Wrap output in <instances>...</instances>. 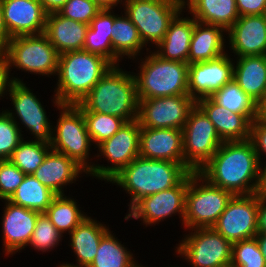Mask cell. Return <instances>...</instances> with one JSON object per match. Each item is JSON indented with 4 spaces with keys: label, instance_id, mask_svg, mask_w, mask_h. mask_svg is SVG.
<instances>
[{
    "label": "cell",
    "instance_id": "7c38bea8",
    "mask_svg": "<svg viewBox=\"0 0 266 267\" xmlns=\"http://www.w3.org/2000/svg\"><path fill=\"white\" fill-rule=\"evenodd\" d=\"M182 131L185 166L191 172H199L224 141L197 105L190 111Z\"/></svg>",
    "mask_w": 266,
    "mask_h": 267
},
{
    "label": "cell",
    "instance_id": "5b68a950",
    "mask_svg": "<svg viewBox=\"0 0 266 267\" xmlns=\"http://www.w3.org/2000/svg\"><path fill=\"white\" fill-rule=\"evenodd\" d=\"M146 54L134 59L139 63L132 72L138 99L188 94V63L161 59L151 50Z\"/></svg>",
    "mask_w": 266,
    "mask_h": 267
},
{
    "label": "cell",
    "instance_id": "681fc988",
    "mask_svg": "<svg viewBox=\"0 0 266 267\" xmlns=\"http://www.w3.org/2000/svg\"><path fill=\"white\" fill-rule=\"evenodd\" d=\"M47 14L58 12L68 0H39Z\"/></svg>",
    "mask_w": 266,
    "mask_h": 267
},
{
    "label": "cell",
    "instance_id": "cb8c5ba5",
    "mask_svg": "<svg viewBox=\"0 0 266 267\" xmlns=\"http://www.w3.org/2000/svg\"><path fill=\"white\" fill-rule=\"evenodd\" d=\"M196 105L207 115L223 141L250 139L251 122L243 114L220 106L211 97L198 99Z\"/></svg>",
    "mask_w": 266,
    "mask_h": 267
},
{
    "label": "cell",
    "instance_id": "816d5d0a",
    "mask_svg": "<svg viewBox=\"0 0 266 267\" xmlns=\"http://www.w3.org/2000/svg\"><path fill=\"white\" fill-rule=\"evenodd\" d=\"M97 3L102 9L104 8H116L119 4H124L125 0H93Z\"/></svg>",
    "mask_w": 266,
    "mask_h": 267
},
{
    "label": "cell",
    "instance_id": "ee69618b",
    "mask_svg": "<svg viewBox=\"0 0 266 267\" xmlns=\"http://www.w3.org/2000/svg\"><path fill=\"white\" fill-rule=\"evenodd\" d=\"M114 22V10L102 9L91 21L89 27L94 30V35L111 36Z\"/></svg>",
    "mask_w": 266,
    "mask_h": 267
},
{
    "label": "cell",
    "instance_id": "ba28073f",
    "mask_svg": "<svg viewBox=\"0 0 266 267\" xmlns=\"http://www.w3.org/2000/svg\"><path fill=\"white\" fill-rule=\"evenodd\" d=\"M58 110L59 118L52 126L51 149L71 158L88 173L95 162H91L93 143L83 114L75 105H61Z\"/></svg>",
    "mask_w": 266,
    "mask_h": 267
},
{
    "label": "cell",
    "instance_id": "11a10c76",
    "mask_svg": "<svg viewBox=\"0 0 266 267\" xmlns=\"http://www.w3.org/2000/svg\"><path fill=\"white\" fill-rule=\"evenodd\" d=\"M215 267H233L231 263L229 264H222V265H218V266H215Z\"/></svg>",
    "mask_w": 266,
    "mask_h": 267
},
{
    "label": "cell",
    "instance_id": "6da1fadb",
    "mask_svg": "<svg viewBox=\"0 0 266 267\" xmlns=\"http://www.w3.org/2000/svg\"><path fill=\"white\" fill-rule=\"evenodd\" d=\"M260 162L250 140L224 141L199 173L211 184L234 195L257 191Z\"/></svg>",
    "mask_w": 266,
    "mask_h": 267
},
{
    "label": "cell",
    "instance_id": "ac0fdd59",
    "mask_svg": "<svg viewBox=\"0 0 266 267\" xmlns=\"http://www.w3.org/2000/svg\"><path fill=\"white\" fill-rule=\"evenodd\" d=\"M4 202L2 212V240L3 252L6 256L20 253L29 244L35 224L40 214L37 211L17 206L8 200ZM21 250V251H20Z\"/></svg>",
    "mask_w": 266,
    "mask_h": 267
},
{
    "label": "cell",
    "instance_id": "2e32d148",
    "mask_svg": "<svg viewBox=\"0 0 266 267\" xmlns=\"http://www.w3.org/2000/svg\"><path fill=\"white\" fill-rule=\"evenodd\" d=\"M258 196L234 195L213 228L232 244L258 233Z\"/></svg>",
    "mask_w": 266,
    "mask_h": 267
},
{
    "label": "cell",
    "instance_id": "f5cc1de1",
    "mask_svg": "<svg viewBox=\"0 0 266 267\" xmlns=\"http://www.w3.org/2000/svg\"><path fill=\"white\" fill-rule=\"evenodd\" d=\"M255 238L266 262V233L258 232Z\"/></svg>",
    "mask_w": 266,
    "mask_h": 267
},
{
    "label": "cell",
    "instance_id": "db71d44e",
    "mask_svg": "<svg viewBox=\"0 0 266 267\" xmlns=\"http://www.w3.org/2000/svg\"><path fill=\"white\" fill-rule=\"evenodd\" d=\"M258 119L266 122V94L264 98L258 103Z\"/></svg>",
    "mask_w": 266,
    "mask_h": 267
},
{
    "label": "cell",
    "instance_id": "603a6c76",
    "mask_svg": "<svg viewBox=\"0 0 266 267\" xmlns=\"http://www.w3.org/2000/svg\"><path fill=\"white\" fill-rule=\"evenodd\" d=\"M86 217L70 234L69 246L75 254V265L73 263H60L57 267H88L100 245L102 237L110 230L109 226L104 222H99Z\"/></svg>",
    "mask_w": 266,
    "mask_h": 267
},
{
    "label": "cell",
    "instance_id": "f546056e",
    "mask_svg": "<svg viewBox=\"0 0 266 267\" xmlns=\"http://www.w3.org/2000/svg\"><path fill=\"white\" fill-rule=\"evenodd\" d=\"M111 29L113 51L121 60L124 58L134 60L143 54L141 52L144 48L147 52L151 49L144 45L138 29L125 12H121V15L114 13V22Z\"/></svg>",
    "mask_w": 266,
    "mask_h": 267
},
{
    "label": "cell",
    "instance_id": "b9f144b4",
    "mask_svg": "<svg viewBox=\"0 0 266 267\" xmlns=\"http://www.w3.org/2000/svg\"><path fill=\"white\" fill-rule=\"evenodd\" d=\"M25 174L9 159L0 161V200H8L19 185Z\"/></svg>",
    "mask_w": 266,
    "mask_h": 267
},
{
    "label": "cell",
    "instance_id": "8992f818",
    "mask_svg": "<svg viewBox=\"0 0 266 267\" xmlns=\"http://www.w3.org/2000/svg\"><path fill=\"white\" fill-rule=\"evenodd\" d=\"M11 81L23 82L12 69L51 78L58 72L59 54L44 33L11 38L4 49Z\"/></svg>",
    "mask_w": 266,
    "mask_h": 267
},
{
    "label": "cell",
    "instance_id": "3957f363",
    "mask_svg": "<svg viewBox=\"0 0 266 267\" xmlns=\"http://www.w3.org/2000/svg\"><path fill=\"white\" fill-rule=\"evenodd\" d=\"M190 172L182 163L138 156L109 183L129 194V211L140 199L178 185Z\"/></svg>",
    "mask_w": 266,
    "mask_h": 267
},
{
    "label": "cell",
    "instance_id": "e575fe53",
    "mask_svg": "<svg viewBox=\"0 0 266 267\" xmlns=\"http://www.w3.org/2000/svg\"><path fill=\"white\" fill-rule=\"evenodd\" d=\"M51 150L50 143L39 140H22L13 151L9 160L25 175H32L43 163Z\"/></svg>",
    "mask_w": 266,
    "mask_h": 267
},
{
    "label": "cell",
    "instance_id": "ffe728a7",
    "mask_svg": "<svg viewBox=\"0 0 266 267\" xmlns=\"http://www.w3.org/2000/svg\"><path fill=\"white\" fill-rule=\"evenodd\" d=\"M10 38L44 33L47 13L39 0H0Z\"/></svg>",
    "mask_w": 266,
    "mask_h": 267
},
{
    "label": "cell",
    "instance_id": "4316f807",
    "mask_svg": "<svg viewBox=\"0 0 266 267\" xmlns=\"http://www.w3.org/2000/svg\"><path fill=\"white\" fill-rule=\"evenodd\" d=\"M225 35L227 36V31L223 27L195 20L188 64L209 61L225 54L227 52L225 42H228Z\"/></svg>",
    "mask_w": 266,
    "mask_h": 267
},
{
    "label": "cell",
    "instance_id": "4dcf8cb0",
    "mask_svg": "<svg viewBox=\"0 0 266 267\" xmlns=\"http://www.w3.org/2000/svg\"><path fill=\"white\" fill-rule=\"evenodd\" d=\"M112 233L110 229L102 237L96 256L88 267H143L131 250Z\"/></svg>",
    "mask_w": 266,
    "mask_h": 267
},
{
    "label": "cell",
    "instance_id": "c3c4849f",
    "mask_svg": "<svg viewBox=\"0 0 266 267\" xmlns=\"http://www.w3.org/2000/svg\"><path fill=\"white\" fill-rule=\"evenodd\" d=\"M257 196L266 198V162L260 163Z\"/></svg>",
    "mask_w": 266,
    "mask_h": 267
},
{
    "label": "cell",
    "instance_id": "f1b7e54d",
    "mask_svg": "<svg viewBox=\"0 0 266 267\" xmlns=\"http://www.w3.org/2000/svg\"><path fill=\"white\" fill-rule=\"evenodd\" d=\"M184 9L196 21L223 27L226 31L240 17L236 0H183Z\"/></svg>",
    "mask_w": 266,
    "mask_h": 267
},
{
    "label": "cell",
    "instance_id": "f35d334b",
    "mask_svg": "<svg viewBox=\"0 0 266 267\" xmlns=\"http://www.w3.org/2000/svg\"><path fill=\"white\" fill-rule=\"evenodd\" d=\"M0 161L7 160L17 148L19 143L25 139L20 128L13 118L5 111L0 110Z\"/></svg>",
    "mask_w": 266,
    "mask_h": 267
},
{
    "label": "cell",
    "instance_id": "8fae6325",
    "mask_svg": "<svg viewBox=\"0 0 266 267\" xmlns=\"http://www.w3.org/2000/svg\"><path fill=\"white\" fill-rule=\"evenodd\" d=\"M188 233L176 244L177 258H183L191 267H215L231 263L233 244L213 227L193 228Z\"/></svg>",
    "mask_w": 266,
    "mask_h": 267
},
{
    "label": "cell",
    "instance_id": "4fadbf2b",
    "mask_svg": "<svg viewBox=\"0 0 266 267\" xmlns=\"http://www.w3.org/2000/svg\"><path fill=\"white\" fill-rule=\"evenodd\" d=\"M29 88L24 81H11L6 97L9 96L13 110L5 111L13 118L21 133L25 127V131L31 133L32 140L35 138L34 140L50 143L53 123L50 122L43 103Z\"/></svg>",
    "mask_w": 266,
    "mask_h": 267
},
{
    "label": "cell",
    "instance_id": "44dd1931",
    "mask_svg": "<svg viewBox=\"0 0 266 267\" xmlns=\"http://www.w3.org/2000/svg\"><path fill=\"white\" fill-rule=\"evenodd\" d=\"M139 156L185 165L183 131L174 128L141 127Z\"/></svg>",
    "mask_w": 266,
    "mask_h": 267
},
{
    "label": "cell",
    "instance_id": "8d00e7d4",
    "mask_svg": "<svg viewBox=\"0 0 266 267\" xmlns=\"http://www.w3.org/2000/svg\"><path fill=\"white\" fill-rule=\"evenodd\" d=\"M63 236L49 217L45 213H40L28 246L31 245L34 250L46 253L58 247Z\"/></svg>",
    "mask_w": 266,
    "mask_h": 267
},
{
    "label": "cell",
    "instance_id": "d6a6232c",
    "mask_svg": "<svg viewBox=\"0 0 266 267\" xmlns=\"http://www.w3.org/2000/svg\"><path fill=\"white\" fill-rule=\"evenodd\" d=\"M71 196L56 195L45 214L61 234H70L86 217L80 205ZM67 232V233H66Z\"/></svg>",
    "mask_w": 266,
    "mask_h": 267
},
{
    "label": "cell",
    "instance_id": "f907efd6",
    "mask_svg": "<svg viewBox=\"0 0 266 267\" xmlns=\"http://www.w3.org/2000/svg\"><path fill=\"white\" fill-rule=\"evenodd\" d=\"M10 39L11 38L4 23L3 10L0 3V49L4 50Z\"/></svg>",
    "mask_w": 266,
    "mask_h": 267
},
{
    "label": "cell",
    "instance_id": "60d3db41",
    "mask_svg": "<svg viewBox=\"0 0 266 267\" xmlns=\"http://www.w3.org/2000/svg\"><path fill=\"white\" fill-rule=\"evenodd\" d=\"M83 50L105 58L112 66L120 65L122 60L114 53L111 36L94 35V30L88 27Z\"/></svg>",
    "mask_w": 266,
    "mask_h": 267
},
{
    "label": "cell",
    "instance_id": "f6af8a7d",
    "mask_svg": "<svg viewBox=\"0 0 266 267\" xmlns=\"http://www.w3.org/2000/svg\"><path fill=\"white\" fill-rule=\"evenodd\" d=\"M239 16L266 14V0H236Z\"/></svg>",
    "mask_w": 266,
    "mask_h": 267
},
{
    "label": "cell",
    "instance_id": "30bf717a",
    "mask_svg": "<svg viewBox=\"0 0 266 267\" xmlns=\"http://www.w3.org/2000/svg\"><path fill=\"white\" fill-rule=\"evenodd\" d=\"M141 125L138 120L125 122L109 139L104 140L96 148V159L104 157L108 165L96 164L87 173L88 177L108 183L123 168L139 156ZM99 152V153H98ZM109 162L111 165H109Z\"/></svg>",
    "mask_w": 266,
    "mask_h": 267
},
{
    "label": "cell",
    "instance_id": "836d02e7",
    "mask_svg": "<svg viewBox=\"0 0 266 267\" xmlns=\"http://www.w3.org/2000/svg\"><path fill=\"white\" fill-rule=\"evenodd\" d=\"M211 98L220 106L243 114L250 122L258 116V102L247 95L234 79L216 91Z\"/></svg>",
    "mask_w": 266,
    "mask_h": 267
},
{
    "label": "cell",
    "instance_id": "d4e9b609",
    "mask_svg": "<svg viewBox=\"0 0 266 267\" xmlns=\"http://www.w3.org/2000/svg\"><path fill=\"white\" fill-rule=\"evenodd\" d=\"M182 12H185V9L174 17L166 35L152 50L161 59L188 63L195 19L191 15L184 17Z\"/></svg>",
    "mask_w": 266,
    "mask_h": 267
},
{
    "label": "cell",
    "instance_id": "5bb4252c",
    "mask_svg": "<svg viewBox=\"0 0 266 267\" xmlns=\"http://www.w3.org/2000/svg\"><path fill=\"white\" fill-rule=\"evenodd\" d=\"M189 180L190 173L178 185L140 199L124 219H139L147 227L178 215L183 225Z\"/></svg>",
    "mask_w": 266,
    "mask_h": 267
},
{
    "label": "cell",
    "instance_id": "74e56055",
    "mask_svg": "<svg viewBox=\"0 0 266 267\" xmlns=\"http://www.w3.org/2000/svg\"><path fill=\"white\" fill-rule=\"evenodd\" d=\"M233 267H266V262L255 237L233 243Z\"/></svg>",
    "mask_w": 266,
    "mask_h": 267
},
{
    "label": "cell",
    "instance_id": "83f0119b",
    "mask_svg": "<svg viewBox=\"0 0 266 267\" xmlns=\"http://www.w3.org/2000/svg\"><path fill=\"white\" fill-rule=\"evenodd\" d=\"M233 79L258 103L266 94V55L235 57Z\"/></svg>",
    "mask_w": 266,
    "mask_h": 267
},
{
    "label": "cell",
    "instance_id": "277c9868",
    "mask_svg": "<svg viewBox=\"0 0 266 267\" xmlns=\"http://www.w3.org/2000/svg\"><path fill=\"white\" fill-rule=\"evenodd\" d=\"M80 104L88 112L117 116L125 122L136 120L139 99L133 73L120 65L110 67Z\"/></svg>",
    "mask_w": 266,
    "mask_h": 267
},
{
    "label": "cell",
    "instance_id": "7bdbcfd3",
    "mask_svg": "<svg viewBox=\"0 0 266 267\" xmlns=\"http://www.w3.org/2000/svg\"><path fill=\"white\" fill-rule=\"evenodd\" d=\"M260 163H262L263 158H266V122L256 118L251 122L250 127V139H249ZM264 154V155H263ZM263 157H262V156ZM265 156V157H264ZM266 162V161H263Z\"/></svg>",
    "mask_w": 266,
    "mask_h": 267
},
{
    "label": "cell",
    "instance_id": "d590c367",
    "mask_svg": "<svg viewBox=\"0 0 266 267\" xmlns=\"http://www.w3.org/2000/svg\"><path fill=\"white\" fill-rule=\"evenodd\" d=\"M83 114L88 134L96 148L104 140L112 137L122 127V118L109 114L88 112L80 103L75 105Z\"/></svg>",
    "mask_w": 266,
    "mask_h": 267
},
{
    "label": "cell",
    "instance_id": "d6986e66",
    "mask_svg": "<svg viewBox=\"0 0 266 267\" xmlns=\"http://www.w3.org/2000/svg\"><path fill=\"white\" fill-rule=\"evenodd\" d=\"M227 35L234 57L266 55V14L240 16Z\"/></svg>",
    "mask_w": 266,
    "mask_h": 267
},
{
    "label": "cell",
    "instance_id": "e0dca14e",
    "mask_svg": "<svg viewBox=\"0 0 266 267\" xmlns=\"http://www.w3.org/2000/svg\"><path fill=\"white\" fill-rule=\"evenodd\" d=\"M232 54H225L205 62L189 64L188 94L195 101L211 97L225 84L233 80L234 62Z\"/></svg>",
    "mask_w": 266,
    "mask_h": 267
},
{
    "label": "cell",
    "instance_id": "9a60e30c",
    "mask_svg": "<svg viewBox=\"0 0 266 267\" xmlns=\"http://www.w3.org/2000/svg\"><path fill=\"white\" fill-rule=\"evenodd\" d=\"M195 106L189 94L139 99L137 120L141 127L182 130Z\"/></svg>",
    "mask_w": 266,
    "mask_h": 267
},
{
    "label": "cell",
    "instance_id": "52a82bcc",
    "mask_svg": "<svg viewBox=\"0 0 266 267\" xmlns=\"http://www.w3.org/2000/svg\"><path fill=\"white\" fill-rule=\"evenodd\" d=\"M234 194L211 184L199 172H190L183 227L210 228L215 225Z\"/></svg>",
    "mask_w": 266,
    "mask_h": 267
},
{
    "label": "cell",
    "instance_id": "7a4b0ae2",
    "mask_svg": "<svg viewBox=\"0 0 266 267\" xmlns=\"http://www.w3.org/2000/svg\"><path fill=\"white\" fill-rule=\"evenodd\" d=\"M112 65L103 57L85 50L69 51L59 55L57 83L53 105L79 104Z\"/></svg>",
    "mask_w": 266,
    "mask_h": 267
},
{
    "label": "cell",
    "instance_id": "bcb514c9",
    "mask_svg": "<svg viewBox=\"0 0 266 267\" xmlns=\"http://www.w3.org/2000/svg\"><path fill=\"white\" fill-rule=\"evenodd\" d=\"M10 83L6 53L3 49H0V99L5 98Z\"/></svg>",
    "mask_w": 266,
    "mask_h": 267
},
{
    "label": "cell",
    "instance_id": "7dc6e473",
    "mask_svg": "<svg viewBox=\"0 0 266 267\" xmlns=\"http://www.w3.org/2000/svg\"><path fill=\"white\" fill-rule=\"evenodd\" d=\"M258 232L266 233V198L258 196Z\"/></svg>",
    "mask_w": 266,
    "mask_h": 267
},
{
    "label": "cell",
    "instance_id": "1f68e13d",
    "mask_svg": "<svg viewBox=\"0 0 266 267\" xmlns=\"http://www.w3.org/2000/svg\"><path fill=\"white\" fill-rule=\"evenodd\" d=\"M56 194L45 187L33 175H25L22 183L8 199L11 203L45 213Z\"/></svg>",
    "mask_w": 266,
    "mask_h": 267
},
{
    "label": "cell",
    "instance_id": "484cf974",
    "mask_svg": "<svg viewBox=\"0 0 266 267\" xmlns=\"http://www.w3.org/2000/svg\"><path fill=\"white\" fill-rule=\"evenodd\" d=\"M88 27V24L54 12L47 14L44 34L60 55L69 51L83 50Z\"/></svg>",
    "mask_w": 266,
    "mask_h": 267
},
{
    "label": "cell",
    "instance_id": "ab89813d",
    "mask_svg": "<svg viewBox=\"0 0 266 267\" xmlns=\"http://www.w3.org/2000/svg\"><path fill=\"white\" fill-rule=\"evenodd\" d=\"M101 10L102 8L93 0H68L58 13L63 17L90 25Z\"/></svg>",
    "mask_w": 266,
    "mask_h": 267
},
{
    "label": "cell",
    "instance_id": "7402d4cb",
    "mask_svg": "<svg viewBox=\"0 0 266 267\" xmlns=\"http://www.w3.org/2000/svg\"><path fill=\"white\" fill-rule=\"evenodd\" d=\"M82 174L88 176L87 172L74 160L51 149L32 175L56 195H60L67 191L64 187L75 184L79 177L82 178L79 176Z\"/></svg>",
    "mask_w": 266,
    "mask_h": 267
},
{
    "label": "cell",
    "instance_id": "9c48e42d",
    "mask_svg": "<svg viewBox=\"0 0 266 267\" xmlns=\"http://www.w3.org/2000/svg\"><path fill=\"white\" fill-rule=\"evenodd\" d=\"M122 6L146 47H156L174 17L184 10L183 0H125Z\"/></svg>",
    "mask_w": 266,
    "mask_h": 267
}]
</instances>
